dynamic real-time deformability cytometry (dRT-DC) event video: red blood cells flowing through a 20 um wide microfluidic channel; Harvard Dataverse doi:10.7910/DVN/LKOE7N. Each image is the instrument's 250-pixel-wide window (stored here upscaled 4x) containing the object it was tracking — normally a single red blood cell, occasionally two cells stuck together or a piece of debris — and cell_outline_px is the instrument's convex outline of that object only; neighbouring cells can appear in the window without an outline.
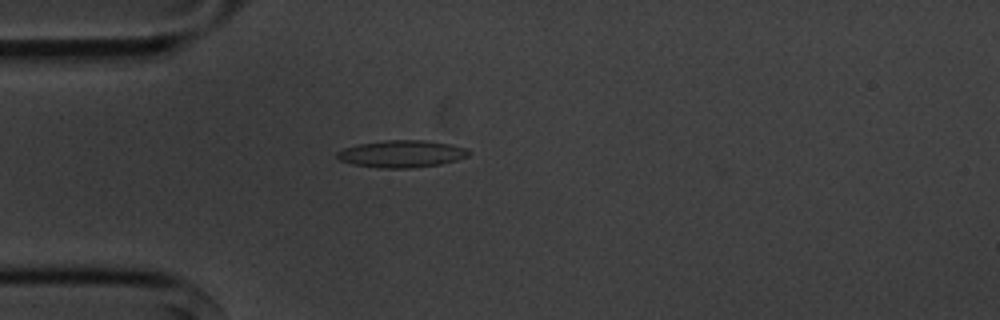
{"species": "common noctule bat (a hibernating species)", "species_latin": "Nyctalus noctula", "temperature_condition": "cold", "stored_images_in_passage": 3, "camera_frame_rate_fps": 3000, "um_per_image_px": 0.085, "animal": {"sex": "male", "body_mass_g": 20.1, "forearm_length_mm": 53.5}, "frame": {"image": 1, "passage_image": 3, "time_ms": 2.333, "image_size_px": [1000, 320], "cell_outline_px": [[472, 152], [468, 156], [456, 160], [440, 164], [412, 168], [380, 168], [352, 164], [340, 160], [336, 156], [336, 152], [344, 148], [360, 144], [388, 140], [424, 140], [452, 144], [468, 148]], "centroid_in_image_um": [34.18, 13.08], "position_along_channel_um": 50.8, "area_um2": 20.87}}